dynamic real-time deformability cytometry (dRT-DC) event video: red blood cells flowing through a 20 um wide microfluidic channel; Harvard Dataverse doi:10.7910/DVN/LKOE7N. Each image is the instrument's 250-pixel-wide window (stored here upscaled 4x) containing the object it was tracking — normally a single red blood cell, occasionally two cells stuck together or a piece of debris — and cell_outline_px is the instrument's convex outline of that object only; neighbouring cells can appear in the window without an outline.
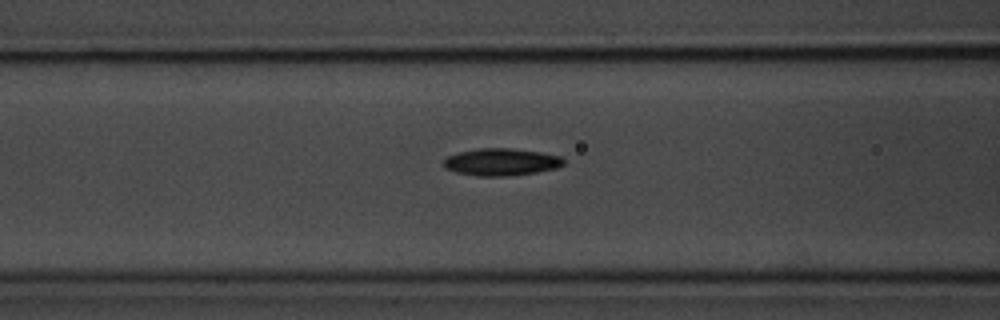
{"species": "common noctule bat (a hibernating species)", "species_latin": "Nyctalus noctula", "temperature_condition": "room temperature", "stored_images_in_passage": 37, "camera_frame_rate_fps": 3000, "um_per_image_px": 0.085, "animal": {"sex": "male", "body_mass_g": 20.1, "forearm_length_mm": 53.5}, "frame": {"image": 1, "passage_image": 14, "time_ms": 4.333, "image_size_px": [1000, 320], "cell_outline_px": [[564, 164], [556, 168], [536, 172], [508, 176], [476, 176], [456, 172], [444, 168], [444, 160], [448, 156], [460, 152], [480, 148], [512, 148], [540, 152], [560, 156], [564, 160]], "centroid_in_image_um": [42.6, 13.77], "position_along_channel_um": 124.0, "area_um2": 18.96}}
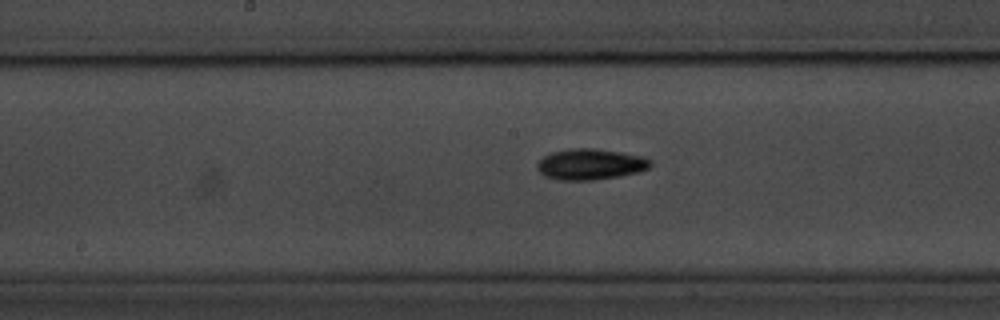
{"frame": {"image": 2, "passage_image": 20, "time_ms": 6.333, "image_size_px": [1000, 320], "cell_outline_px": [[652, 164], [648, 168], [636, 172], [620, 176], [592, 180], [560, 180], [544, 176], [536, 168], [536, 164], [544, 156], [552, 152], [568, 148], [596, 148], [620, 152], [640, 156], [652, 160]], "centroid_in_image_um": [50.15, 13.96], "position_along_channel_um": 198.0, "area_um2": 20.4}}
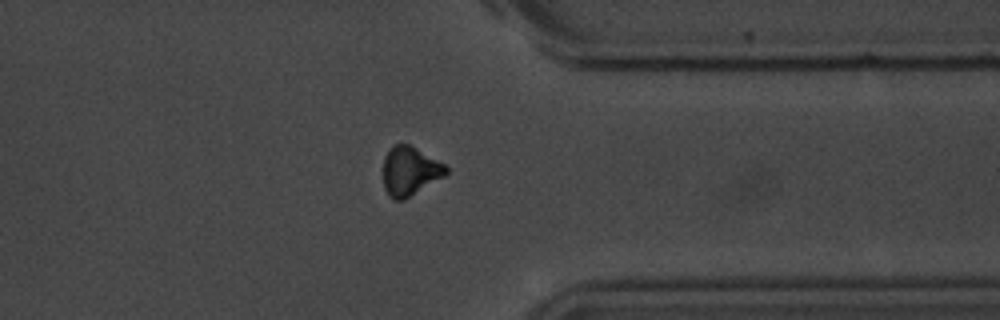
{"frame": {"image": 3, "passage_image": 35, "time_ms": 11.333, "image_size_px": [1000, 320], "cell_outline_px": [[448, 172], [444, 176], [404, 200], [392, 200], [388, 196], [384, 188], [384, 156], [396, 144], [408, 144], [416, 148], [444, 164], [448, 168]], "centroid_in_image_um": [34.83, 14.57], "position_along_channel_um": 376.6, "area_um2": 17.69}}